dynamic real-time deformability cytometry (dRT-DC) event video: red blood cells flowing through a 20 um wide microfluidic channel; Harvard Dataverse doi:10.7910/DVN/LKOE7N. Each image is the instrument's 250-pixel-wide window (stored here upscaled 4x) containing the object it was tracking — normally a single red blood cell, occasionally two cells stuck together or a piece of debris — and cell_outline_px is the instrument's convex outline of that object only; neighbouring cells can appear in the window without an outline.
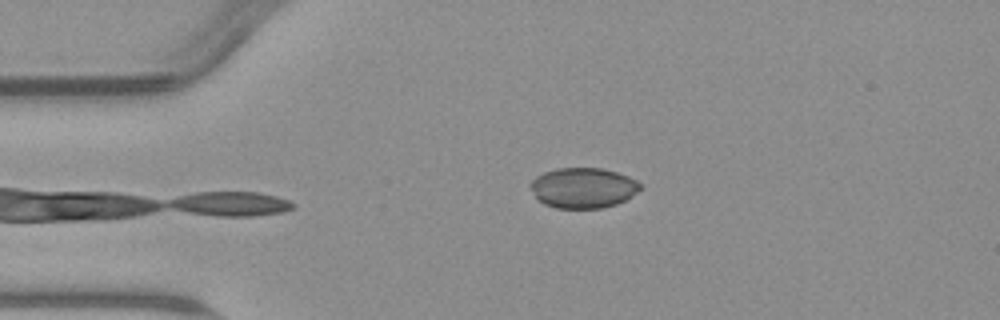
{"species": "common noctule bat (a hibernating species)", "species_latin": "Nyctalus noctula", "temperature_condition": "warm", "stored_images_in_passage": 4, "camera_frame_rate_fps": 3000, "um_per_image_px": 0.085, "animal": {"sex": "male", "body_mass_g": 23.1, "forearm_length_mm": 52.7}, "frame": {"image": 1, "passage_image": 4, "time_ms": 3.333, "image_size_px": [1000, 320], "cell_outline_px": [[644, 188], [632, 196], [616, 204], [600, 208], [556, 208], [544, 204], [536, 196], [528, 184], [536, 176], [544, 172], [556, 168], [600, 168], [616, 172], [628, 176], [636, 180]], "centroid_in_image_um": [49.58, 15.96], "position_along_channel_um": 35.4, "area_um2": 25.84}}